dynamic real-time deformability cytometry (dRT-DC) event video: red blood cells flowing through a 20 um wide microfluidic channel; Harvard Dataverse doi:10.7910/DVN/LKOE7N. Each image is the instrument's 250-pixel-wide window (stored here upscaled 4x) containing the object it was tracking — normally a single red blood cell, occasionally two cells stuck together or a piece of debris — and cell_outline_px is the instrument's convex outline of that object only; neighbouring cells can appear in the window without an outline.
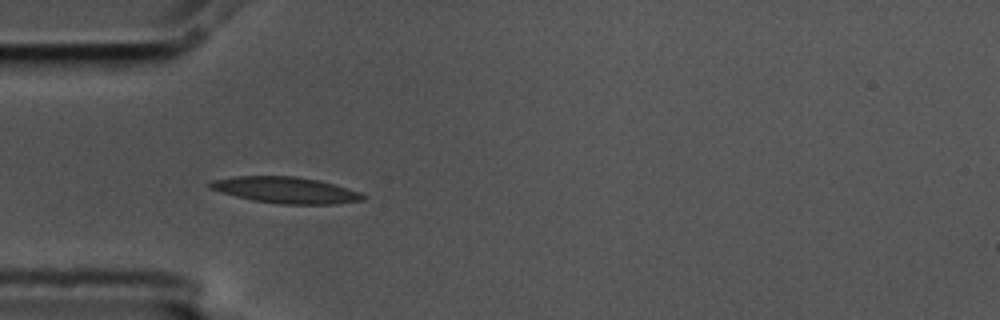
{"species": "common noctule bat (a hibernating species)", "species_latin": "Nyctalus noctula", "temperature_condition": "cold", "stored_images_in_passage": 25, "camera_frame_rate_fps": 3000, "um_per_image_px": 0.085, "animal": {"sex": "male", "body_mass_g": 17.5, "forearm_length_mm": 52.3}, "frame": {"image": 1, "passage_image": 4, "time_ms": 1.0, "image_size_px": [1000, 320], "cell_outline_px": [[368, 196], [364, 200], [332, 204], [280, 204], [252, 200], [220, 192], [208, 188], [208, 184], [212, 180], [236, 176], [296, 176], [316, 180], [332, 184], [360, 192]], "centroid_in_image_um": [24.26, 16.16], "position_along_channel_um": 60.7, "area_um2": 23.29}}